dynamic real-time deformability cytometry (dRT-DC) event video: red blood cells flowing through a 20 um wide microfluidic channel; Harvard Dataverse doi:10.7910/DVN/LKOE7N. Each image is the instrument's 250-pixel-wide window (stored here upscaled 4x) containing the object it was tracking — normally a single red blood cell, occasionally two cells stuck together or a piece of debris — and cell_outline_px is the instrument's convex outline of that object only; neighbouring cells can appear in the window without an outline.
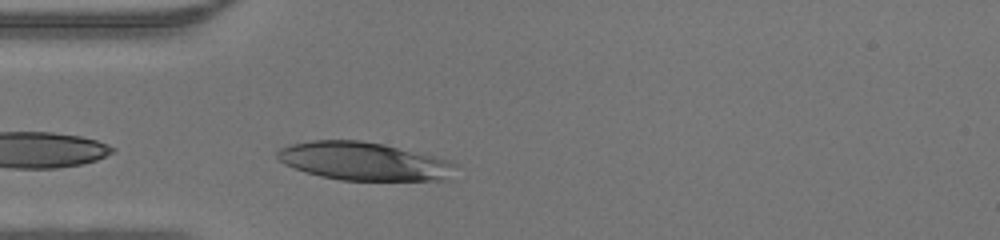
{"species": "human", "species_latin": "Homo sapiens", "temperature_condition": "warm", "stored_images_in_passage": 4, "camera_frame_rate_fps": 3000, "um_per_image_px": 0.085, "donor": {"sex": "male"}, "frame": {"image": 1, "passage_image": 1, "time_ms": 0.0, "image_size_px": [1000, 240], "cell_outline_px": [[456, 164], [452, 180], [340, 180], [320, 176], [284, 164], [276, 156], [276, 152], [280, 148], [288, 144], [312, 140], [360, 140], [384, 144], [448, 160]], "centroid_in_image_um": [30.93, 13.71], "position_along_channel_um": 54.1, "area_um2": 39.59}}